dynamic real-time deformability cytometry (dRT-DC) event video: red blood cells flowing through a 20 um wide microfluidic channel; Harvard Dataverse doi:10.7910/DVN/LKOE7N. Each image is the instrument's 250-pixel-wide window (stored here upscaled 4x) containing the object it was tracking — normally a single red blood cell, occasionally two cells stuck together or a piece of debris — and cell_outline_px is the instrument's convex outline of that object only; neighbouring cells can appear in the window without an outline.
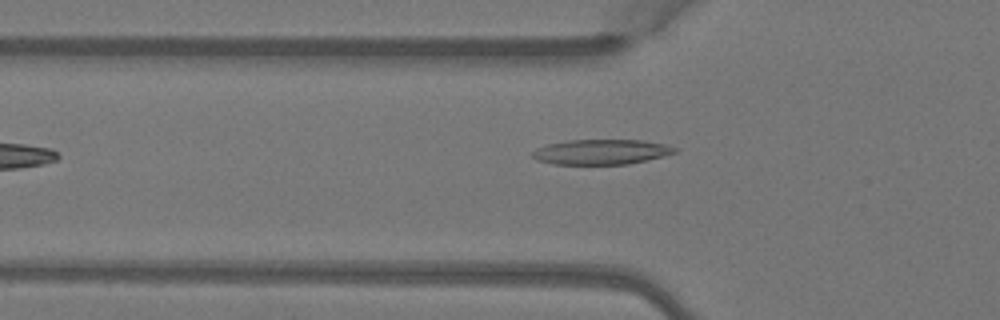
{"species": "Egyptian fruit bat (a non-hibernating species)", "species_latin": "Rousettus aegyptiacus", "temperature_condition": "warm", "stored_images_in_passage": 7, "camera_frame_rate_fps": 3000, "um_per_image_px": 0.085, "animal": {"sex": "female"}, "frame": {"image": 1, "passage_image": 6, "time_ms": 1.667, "image_size_px": [1000, 320], "cell_outline_px": [[680, 148], [676, 152], [648, 160], [628, 164], [552, 164], [536, 160], [532, 156], [532, 152], [536, 148], [548, 144], [572, 140], [644, 140], [664, 144]], "centroid_in_image_um": [51.12, 12.91], "position_along_channel_um": 74.7, "area_um2": 20.81}}
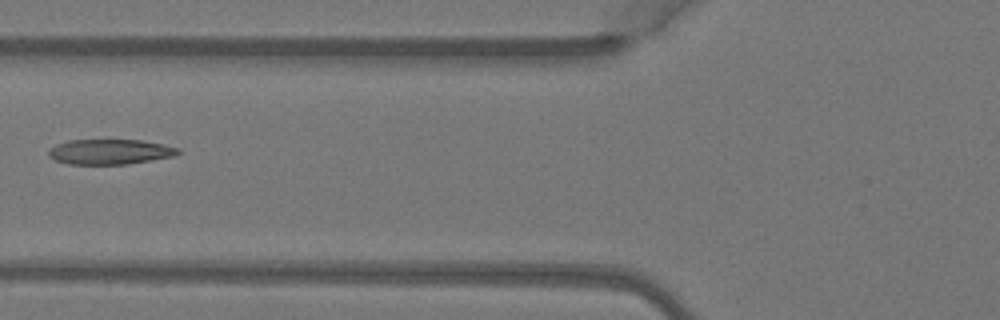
{"frame": {"image": 2, "passage_image": 7, "time_ms": 2.0, "image_size_px": [1000, 320], "cell_outline_px": [[180, 152], [176, 156], [128, 164], [68, 164], [56, 160], [48, 156], [48, 152], [56, 144], [68, 140], [140, 140], [164, 144], [180, 148]], "centroid_in_image_um": [9.38, 12.9], "position_along_channel_um": 116.4, "area_um2": 19.02}}